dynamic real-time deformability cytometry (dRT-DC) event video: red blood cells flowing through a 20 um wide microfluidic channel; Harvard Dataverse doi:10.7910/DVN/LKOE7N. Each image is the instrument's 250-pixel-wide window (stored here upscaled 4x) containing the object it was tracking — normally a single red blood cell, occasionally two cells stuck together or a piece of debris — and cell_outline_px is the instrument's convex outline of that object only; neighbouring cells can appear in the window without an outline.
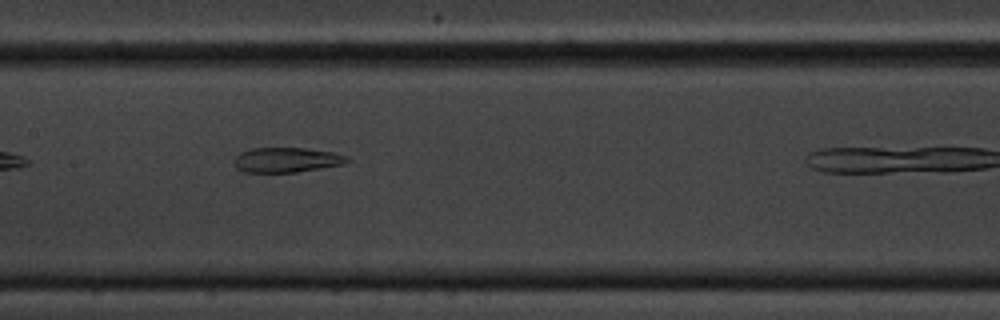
{"species": "common noctule bat (a hibernating species)", "species_latin": "Nyctalus noctula", "temperature_condition": "cold", "stored_images_in_passage": 7, "camera_frame_rate_fps": 3000, "um_per_image_px": 0.085, "animal": {"sex": "male", "body_mass_g": 20.1, "forearm_length_mm": 53.5}, "frame": {"image": 1, "passage_image": 6, "time_ms": 5.667, "image_size_px": [1000, 320], "cell_outline_px": [[352, 160], [344, 164], [296, 172], [244, 172], [236, 168], [236, 156], [240, 152], [252, 148], [304, 148], [332, 152], [348, 156]], "centroid_in_image_um": [24.4, 13.59], "position_along_channel_um": 183.0, "area_um2": 16.3}}